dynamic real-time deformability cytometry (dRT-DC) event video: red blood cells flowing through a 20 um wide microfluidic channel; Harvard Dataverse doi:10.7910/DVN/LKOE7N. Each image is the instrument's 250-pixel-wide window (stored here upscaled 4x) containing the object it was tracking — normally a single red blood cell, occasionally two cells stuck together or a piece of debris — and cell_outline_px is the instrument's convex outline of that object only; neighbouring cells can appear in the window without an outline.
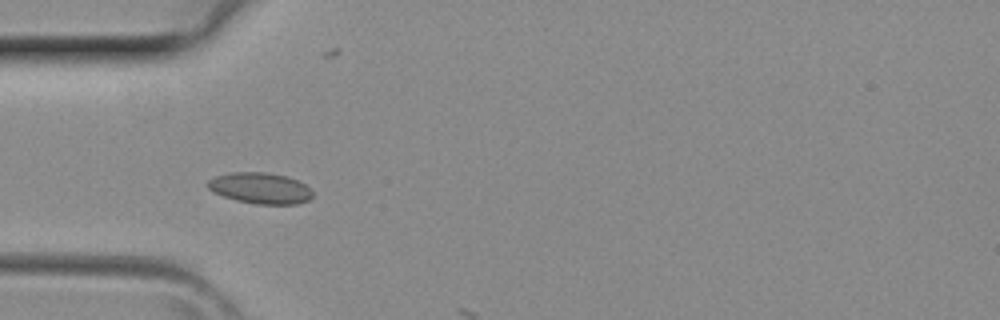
{"species": "common noctule bat (a hibernating species)", "species_latin": "Nyctalus noctula", "temperature_condition": "room temperature", "stored_images_in_passage": 3, "camera_frame_rate_fps": 3000, "um_per_image_px": 0.085, "animal": {"sex": "female", "body_mass_g": 29.2, "forearm_length_mm": 56.3}, "frame": {"image": 1, "passage_image": 3, "time_ms": 0.667, "image_size_px": [1000, 320], "cell_outline_px": [[312, 196], [308, 200], [296, 204], [256, 204], [236, 200], [212, 192], [208, 188], [208, 180], [216, 176], [232, 172], [268, 172], [288, 176], [304, 184], [312, 192]], "centroid_in_image_um": [22.11, 15.99], "position_along_channel_um": 62.9, "area_um2": 18.9}}